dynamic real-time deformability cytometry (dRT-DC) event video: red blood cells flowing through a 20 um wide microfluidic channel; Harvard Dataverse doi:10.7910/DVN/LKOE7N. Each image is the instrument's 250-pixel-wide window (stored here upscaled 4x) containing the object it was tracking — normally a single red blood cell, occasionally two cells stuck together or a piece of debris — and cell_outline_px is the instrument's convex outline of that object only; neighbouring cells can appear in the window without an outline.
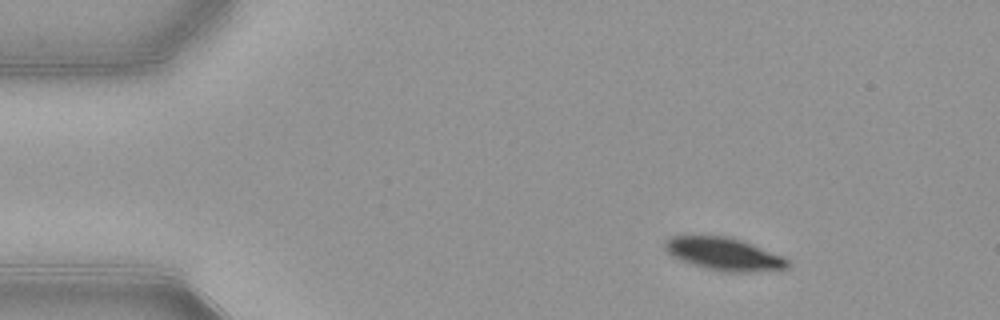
{"species": "common noctule bat (a hibernating species)", "species_latin": "Nyctalus noctula", "temperature_condition": "warm", "stored_images_in_passage": 47, "camera_frame_rate_fps": 3000, "um_per_image_px": 0.085, "animal": {"sex": "female", "body_mass_g": 21.9}, "frame": {"image": 1, "passage_image": 1, "time_ms": 0.0, "image_size_px": [1000, 320], "cell_outline_px": [[792, 264], [788, 268], [748, 272], [724, 272], [704, 268], [680, 260], [672, 256], [664, 248], [664, 240], [672, 236], [728, 236], [752, 244], [784, 256]], "centroid_in_image_um": [61.54, 21.59], "position_along_channel_um": 23.5, "area_um2": 23.47}}
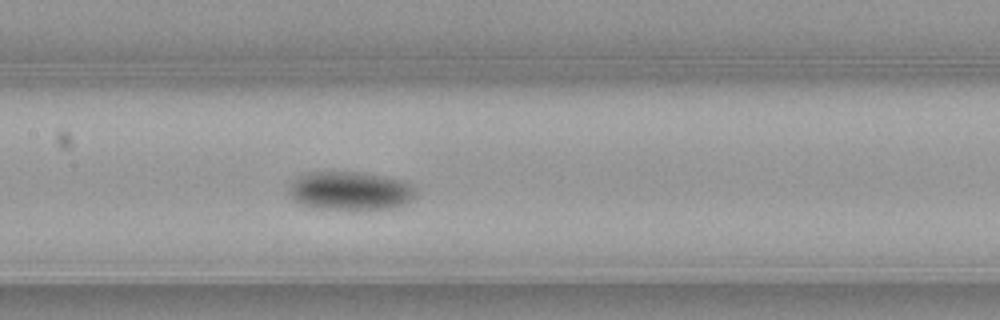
{"frame": {"image": 2, "passage_image": 19, "time_ms": 6.0, "image_size_px": [1000, 320], "cell_outline_px": [[416, 196], [412, 200], [404, 204], [392, 208], [352, 212], [316, 208], [292, 200], [288, 196], [288, 184], [296, 176], [304, 172], [360, 172], [384, 176], [400, 180], [412, 184], [416, 188]], "centroid_in_image_um": [29.73, 16.25], "position_along_channel_um": 177.7, "area_um2": 29.71}}
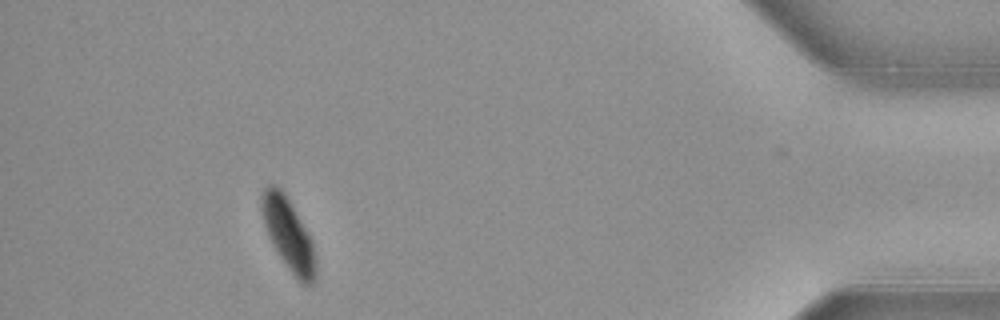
{"frame": {"image": 3, "passage_image": 42, "time_ms": 13.667, "image_size_px": [1000, 320], "cell_outline_px": [[316, 272], [312, 284], [304, 284], [292, 272], [280, 256], [272, 244], [268, 236], [264, 224], [260, 208], [260, 196], [264, 188], [268, 184], [272, 184], [280, 188], [284, 192], [308, 232], [312, 240], [316, 260]], "centroid_in_image_um": [24.49, 19.86], "position_along_channel_um": 410.7, "area_um2": 22.43}, "authors_computed_cell_mechanics": {"area_um2": 26.299, "velocity_mm_per_s": 3.8646, "shape_relaxation_time_tau1_ms": 2.8905, "shape_relaxation_time_tau2_ms": null, "deformation_change_tau1": 0.1255, "deformation_change_tau2": null}}